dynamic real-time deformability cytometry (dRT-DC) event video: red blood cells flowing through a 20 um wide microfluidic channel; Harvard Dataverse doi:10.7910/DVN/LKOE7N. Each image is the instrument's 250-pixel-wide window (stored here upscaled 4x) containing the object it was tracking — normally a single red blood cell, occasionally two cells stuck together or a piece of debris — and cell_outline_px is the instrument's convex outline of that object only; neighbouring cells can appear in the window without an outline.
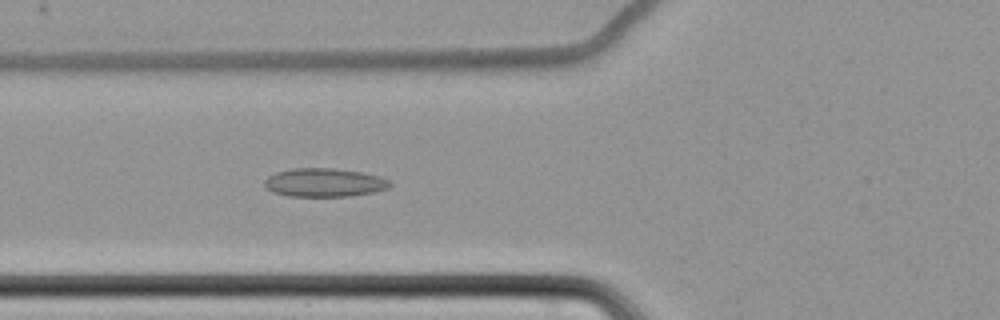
{"species": "common noctule bat (a hibernating species)", "species_latin": "Nyctalus noctula", "temperature_condition": "cold", "stored_images_in_passage": 65, "camera_frame_rate_fps": 3000, "um_per_image_px": 0.085, "animal": {"sex": "female", "body_mass_g": 22.7, "forearm_length_mm": 54.2}, "frame": {"image": 1, "passage_image": 28, "time_ms": 9.0, "image_size_px": [1000, 320], "cell_outline_px": [[392, 184], [388, 188], [372, 192], [352, 196], [288, 196], [272, 192], [264, 184], [264, 180], [268, 176], [276, 172], [292, 168], [332, 168], [364, 172], [380, 176], [388, 180]], "centroid_in_image_um": [27.56, 15.51], "position_along_channel_um": 98.2, "area_um2": 20.92}}
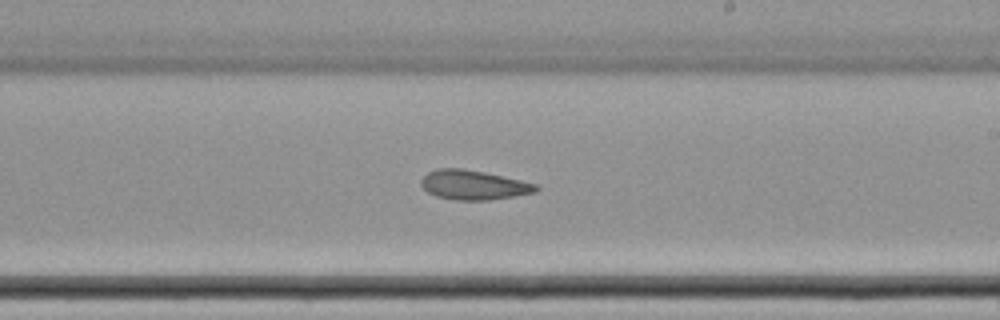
{"frame": {"image": 2, "passage_image": 41, "time_ms": 13.333, "image_size_px": [1000, 320], "cell_outline_px": [[540, 188], [536, 192], [488, 200], [456, 200], [436, 196], [428, 192], [420, 184], [420, 180], [428, 172], [436, 168], [464, 168], [484, 172], [520, 180], [536, 184]], "centroid_in_image_um": [40.22, 15.71], "position_along_channel_um": 248.8, "area_um2": 19.65}}
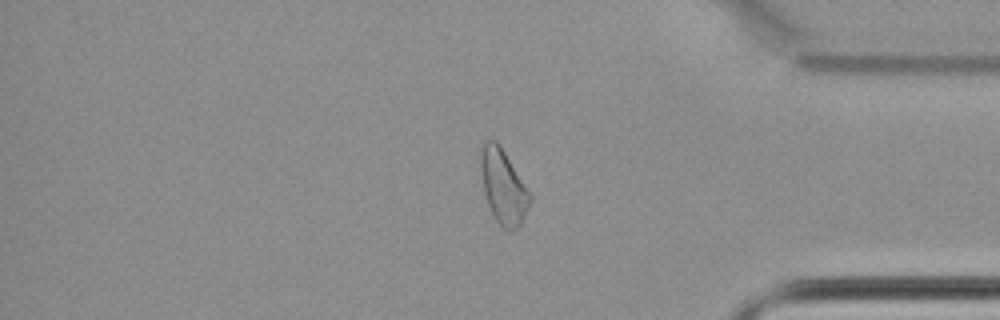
{"frame": {"image": 3, "passage_image": 55, "time_ms": 18.0, "image_size_px": [1000, 320], "cell_outline_px": [[532, 200], [520, 224], [512, 232], [508, 232], [496, 220], [488, 204], [484, 192], [480, 168], [480, 148], [484, 140], [496, 140], [500, 144], [532, 196]], "centroid_in_image_um": [42.76, 15.83], "position_along_channel_um": 392.4, "area_um2": 21.33}, "authors_computed_cell_mechanics": {"area_um2": 21.5594, "velocity_mm_per_s": 3.4719, "shape_relaxation_time_tau1_ms": null, "shape_relaxation_time_tau2_ms": 6.8635, "deformation_change_tau1": null, "deformation_change_tau2": 0.1423}}